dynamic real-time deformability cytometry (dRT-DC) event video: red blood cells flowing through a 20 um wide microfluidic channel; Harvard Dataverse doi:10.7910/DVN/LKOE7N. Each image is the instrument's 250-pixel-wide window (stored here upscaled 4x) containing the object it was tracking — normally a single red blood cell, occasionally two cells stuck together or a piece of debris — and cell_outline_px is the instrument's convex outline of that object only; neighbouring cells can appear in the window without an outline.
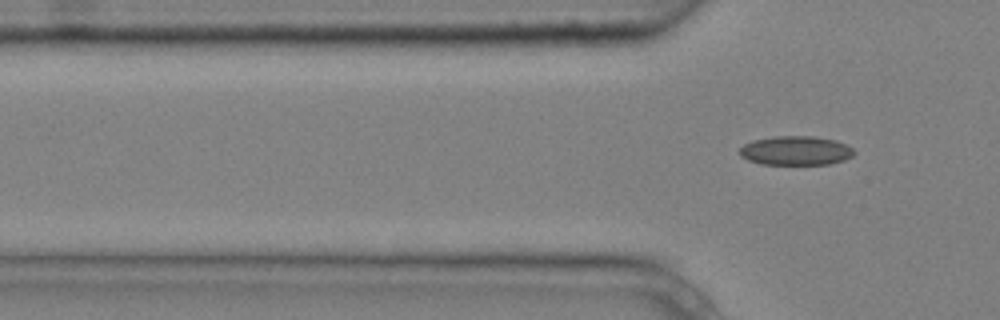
{"species": "common noctule bat (a hibernating species)", "species_latin": "Nyctalus noctula", "temperature_condition": "cold", "stored_images_in_passage": 6, "segment_of_instrument_passage": [2, 2], "camera_frame_rate_fps": 3000, "um_per_image_px": 0.085, "animal": {"sex": "male", "body_mass_g": 20.4}, "frame": {"image": 1, "passage_image": 6, "time_ms": 1.667, "image_size_px": [1000, 320], "cell_outline_px": [[856, 152], [852, 156], [844, 160], [828, 164], [760, 164], [748, 160], [740, 156], [740, 148], [744, 144], [752, 140], [772, 136], [812, 136], [836, 140], [852, 148]], "centroid_in_image_um": [67.62, 12.8], "position_along_channel_um": 58.2, "area_um2": 19.48}}